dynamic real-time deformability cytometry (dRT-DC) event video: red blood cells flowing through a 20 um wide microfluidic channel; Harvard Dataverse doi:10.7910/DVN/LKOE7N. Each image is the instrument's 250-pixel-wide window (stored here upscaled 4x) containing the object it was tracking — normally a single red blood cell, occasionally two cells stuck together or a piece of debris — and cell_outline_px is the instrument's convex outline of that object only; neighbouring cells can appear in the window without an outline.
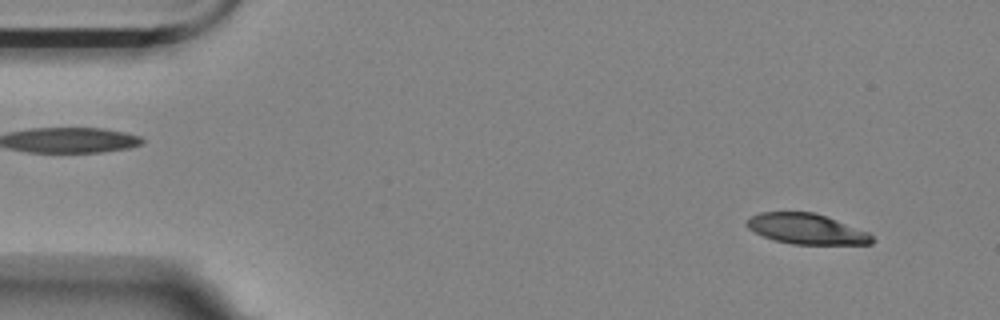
{"species": "Egyptian fruit bat (a non-hibernating species)", "species_latin": "Rousettus aegyptiacus", "temperature_condition": "room temperature", "stored_images_in_passage": 11, "camera_frame_rate_fps": 3000, "um_per_image_px": 0.085, "animal": {"sex": "female"}, "frame": {"image": 1, "passage_image": 4, "time_ms": 1.0, "image_size_px": [1000, 320], "cell_outline_px": [[876, 240], [872, 244], [792, 244], [776, 240], [764, 236], [748, 228], [744, 224], [752, 216], [760, 212], [812, 212], [836, 220], [868, 232]], "centroid_in_image_um": [68.57, 19.46], "position_along_channel_um": 16.4, "area_um2": 21.91}}